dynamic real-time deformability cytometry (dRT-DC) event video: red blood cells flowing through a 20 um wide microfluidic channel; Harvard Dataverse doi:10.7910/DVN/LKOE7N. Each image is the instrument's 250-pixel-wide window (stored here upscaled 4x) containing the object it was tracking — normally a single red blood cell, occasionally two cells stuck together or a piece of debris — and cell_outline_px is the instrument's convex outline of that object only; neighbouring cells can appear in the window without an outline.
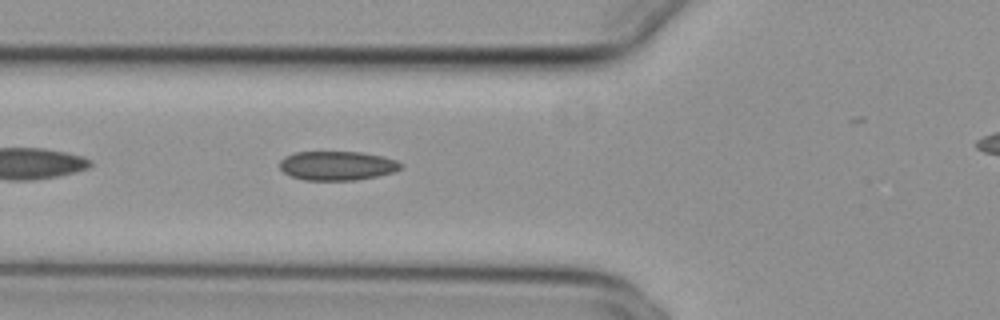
{"species": "common noctule bat (a hibernating species)", "species_latin": "Nyctalus noctula", "temperature_condition": "cold", "stored_images_in_passage": 28, "camera_frame_rate_fps": 3000, "um_per_image_px": 0.085, "animal": {"sex": "female", "body_mass_g": 29.2, "forearm_length_mm": 56.3}, "frame": {"image": 1, "passage_image": 5, "time_ms": 1.333, "image_size_px": [1000, 320], "cell_outline_px": [[400, 168], [392, 172], [376, 176], [356, 180], [304, 180], [292, 176], [284, 172], [280, 168], [280, 160], [284, 156], [292, 152], [360, 152], [380, 156], [396, 160], [400, 164]], "centroid_in_image_um": [28.59, 14.08], "position_along_channel_um": 97.2, "area_um2": 20.35}}
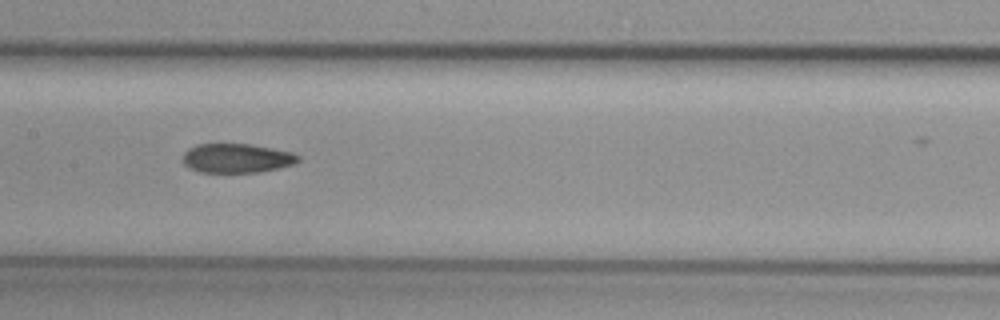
{"frame": {"image": 2, "passage_image": 12, "time_ms": 3.667, "image_size_px": [1000, 320], "cell_outline_px": [[300, 160], [296, 164], [260, 172], [200, 172], [188, 168], [184, 164], [184, 152], [188, 148], [196, 144], [252, 144], [292, 152], [300, 156]], "centroid_in_image_um": [20.14, 13.44], "position_along_channel_um": 187.3, "area_um2": 19.77}}